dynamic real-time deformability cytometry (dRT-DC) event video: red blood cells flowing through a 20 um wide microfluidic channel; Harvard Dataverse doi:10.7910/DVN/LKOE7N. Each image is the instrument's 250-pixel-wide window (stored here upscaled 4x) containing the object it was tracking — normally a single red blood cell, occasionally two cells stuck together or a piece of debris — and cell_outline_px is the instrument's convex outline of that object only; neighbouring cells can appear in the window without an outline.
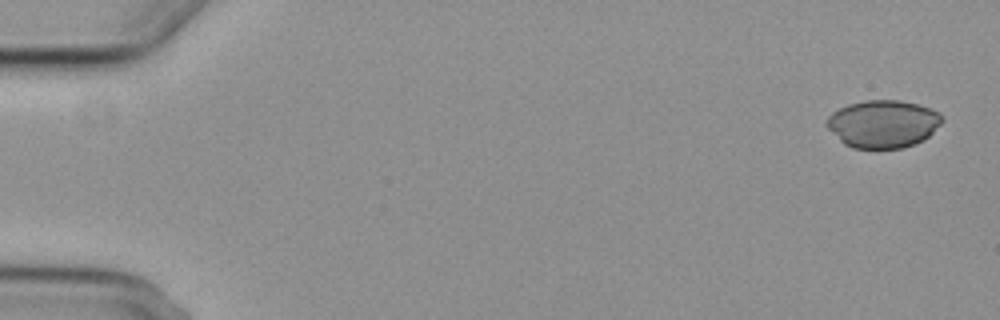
{"species": "common noctule bat (a hibernating species)", "species_latin": "Nyctalus noctula", "temperature_condition": "cold", "stored_images_in_passage": 3, "camera_frame_rate_fps": 3000, "um_per_image_px": 0.085, "animal": {"sex": "female", "body_mass_g": 29.2, "forearm_length_mm": 56.3}, "frame": {"image": 1, "passage_image": 1, "time_ms": 0.0, "image_size_px": [1000, 320], "cell_outline_px": [[944, 120], [924, 140], [904, 148], [852, 148], [844, 144], [824, 124], [828, 116], [832, 112], [848, 104], [864, 100], [900, 100], [932, 108], [940, 112], [944, 116]], "centroid_in_image_um": [75.07, 10.52], "position_along_channel_um": 9.9, "area_um2": 32.25}}